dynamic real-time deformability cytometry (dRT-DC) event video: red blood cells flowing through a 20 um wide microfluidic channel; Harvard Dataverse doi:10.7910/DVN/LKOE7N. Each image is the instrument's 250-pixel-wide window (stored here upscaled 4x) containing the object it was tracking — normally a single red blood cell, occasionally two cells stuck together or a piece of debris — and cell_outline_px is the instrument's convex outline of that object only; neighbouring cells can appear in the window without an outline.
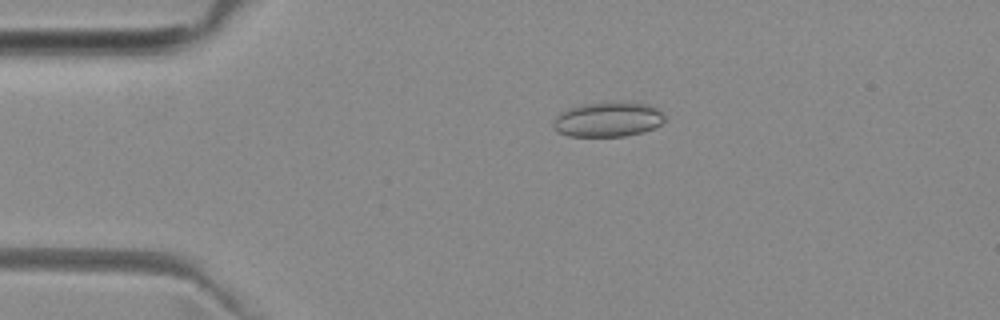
{"species": "common noctule bat (a hibernating species)", "species_latin": "Nyctalus noctula", "temperature_condition": "room temperature", "stored_images_in_passage": 43, "camera_frame_rate_fps": 3000, "um_per_image_px": 0.085, "animal": {"sex": "female", "body_mass_g": 29.2, "forearm_length_mm": 56.3}, "frame": {"image": 1, "passage_image": 2, "time_ms": 0.333, "image_size_px": [1000, 320], "cell_outline_px": [[664, 120], [660, 124], [644, 132], [624, 136], [568, 136], [556, 132], [552, 124], [552, 120], [560, 112], [568, 108], [580, 104], [624, 100], [648, 104], [660, 108], [664, 112]], "centroid_in_image_um": [51.67, 10.12], "position_along_channel_um": 33.3, "area_um2": 23.29}}
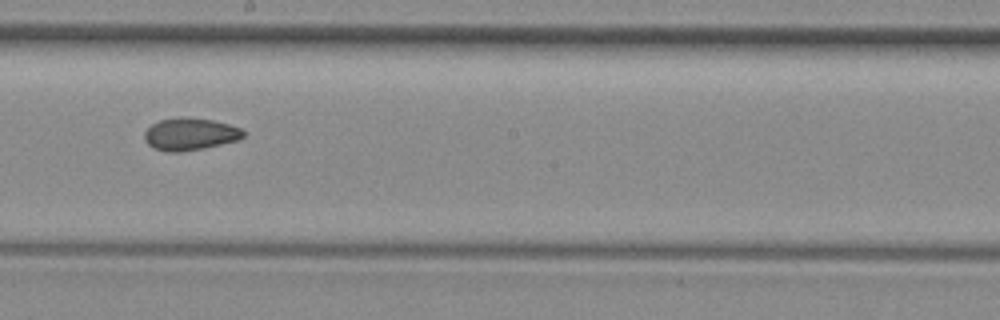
{"frame": {"image": 2, "passage_image": 20, "time_ms": 6.333, "image_size_px": [1000, 320], "cell_outline_px": [[244, 136], [240, 140], [204, 148], [180, 152], [168, 152], [152, 148], [144, 140], [144, 132], [152, 124], [160, 120], [184, 116], [212, 120], [228, 124], [240, 128], [244, 132]], "centroid_in_image_um": [16.14, 11.4], "position_along_channel_um": 232.1, "area_um2": 18.73}}
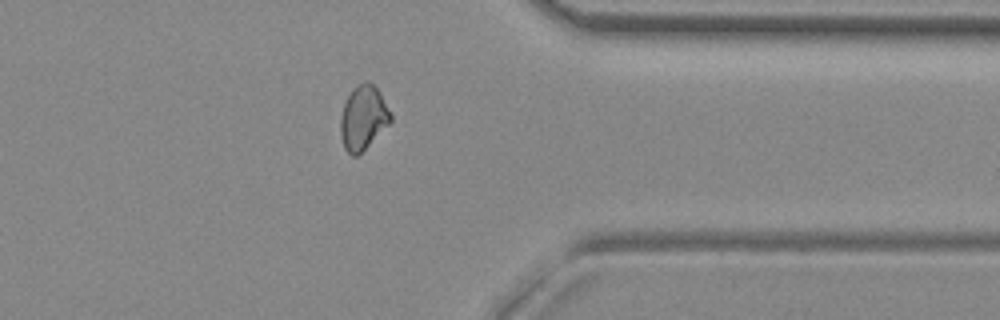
{"frame": {"image": 3, "passage_image": 32, "time_ms": 10.333, "image_size_px": [1000, 320], "cell_outline_px": [[392, 120], [356, 156], [352, 156], [344, 148], [340, 132], [340, 116], [344, 104], [352, 88], [356, 84], [364, 80], [368, 80], [380, 92], [392, 116]], "centroid_in_image_um": [30.85, 9.95], "position_along_channel_um": 380.6, "area_um2": 18.5}, "authors_computed_cell_mechanics": {"area_um2": 18.6116, "velocity_mm_per_s": 3.9904, "shape_relaxation_time_tau1_ms": null, "shape_relaxation_time_tau2_ms": 3.2038, "deformation_change_tau1": null, "deformation_change_tau2": 0.0822}}